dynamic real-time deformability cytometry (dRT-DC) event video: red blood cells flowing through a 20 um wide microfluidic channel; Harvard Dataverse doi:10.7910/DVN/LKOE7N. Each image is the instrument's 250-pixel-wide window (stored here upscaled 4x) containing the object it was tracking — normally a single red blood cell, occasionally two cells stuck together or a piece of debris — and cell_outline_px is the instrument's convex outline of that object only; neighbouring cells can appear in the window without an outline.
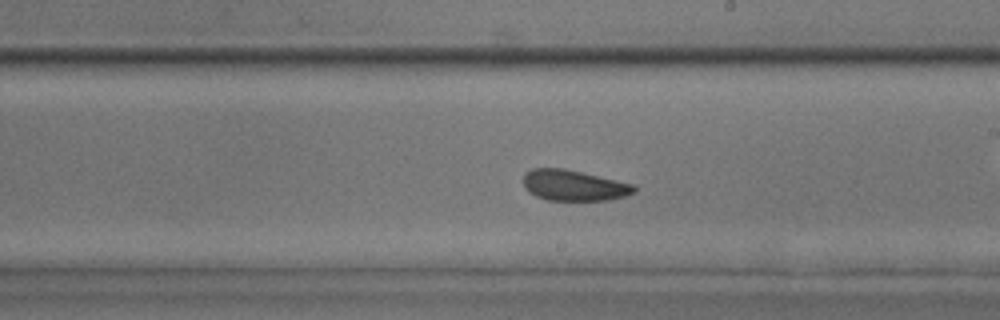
{"species": "common noctule bat (a hibernating species)", "species_latin": "Nyctalus noctula", "temperature_condition": "room temperature", "stored_images_in_passage": 52, "camera_frame_rate_fps": 3000, "um_per_image_px": 0.085, "animal": {"sex": "male", "body_mass_g": 17.9, "forearm_length_mm": 54.2}, "frame": {"image": 1, "passage_image": 30, "time_ms": 9.667, "image_size_px": [1000, 320], "cell_outline_px": [[636, 192], [628, 196], [608, 200], [548, 200], [536, 196], [528, 192], [524, 184], [524, 172], [532, 168], [564, 168], [632, 184], [636, 188]], "centroid_in_image_um": [48.76, 15.76], "position_along_channel_um": 240.2, "area_um2": 19.83}, "authors_computed_cell_mechanics": {"area_um2": 20.4323, "velocity_mm_per_s": 4.0049, "shape_relaxation_time_tau1_ms": 6.8864, "shape_relaxation_time_tau2_ms": 3.451, "deformation_change_tau1": 0.0906, "deformation_change_tau2": 0.0973}}